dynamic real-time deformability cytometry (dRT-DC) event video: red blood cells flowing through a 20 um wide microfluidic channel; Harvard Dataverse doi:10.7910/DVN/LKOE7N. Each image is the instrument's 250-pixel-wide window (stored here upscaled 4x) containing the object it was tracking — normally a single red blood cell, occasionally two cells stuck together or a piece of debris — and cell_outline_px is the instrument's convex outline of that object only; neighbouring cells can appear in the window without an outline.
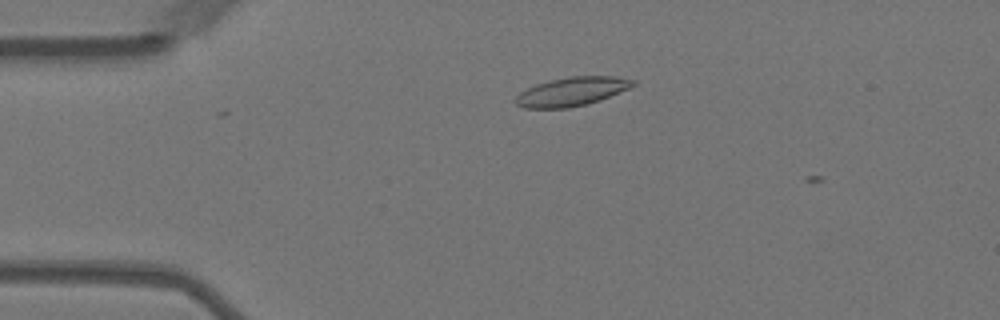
{"species": "Egyptian fruit bat (a non-hibernating species)", "species_latin": "Rousettus aegyptiacus", "temperature_condition": "warm", "stored_images_in_passage": 4, "camera_frame_rate_fps": 3000, "um_per_image_px": 0.085, "animal": {"sex": "female"}, "frame": {"image": 1, "passage_image": 2, "time_ms": 0.333, "image_size_px": [1000, 320], "cell_outline_px": [[640, 84], [632, 88], [600, 100], [588, 104], [568, 108], [524, 108], [516, 104], [512, 100], [520, 92], [536, 84], [548, 80], [568, 76], [616, 76], [636, 80]], "centroid_in_image_um": [48.66, 7.77], "position_along_channel_um": 36.3, "area_um2": 20.17}}